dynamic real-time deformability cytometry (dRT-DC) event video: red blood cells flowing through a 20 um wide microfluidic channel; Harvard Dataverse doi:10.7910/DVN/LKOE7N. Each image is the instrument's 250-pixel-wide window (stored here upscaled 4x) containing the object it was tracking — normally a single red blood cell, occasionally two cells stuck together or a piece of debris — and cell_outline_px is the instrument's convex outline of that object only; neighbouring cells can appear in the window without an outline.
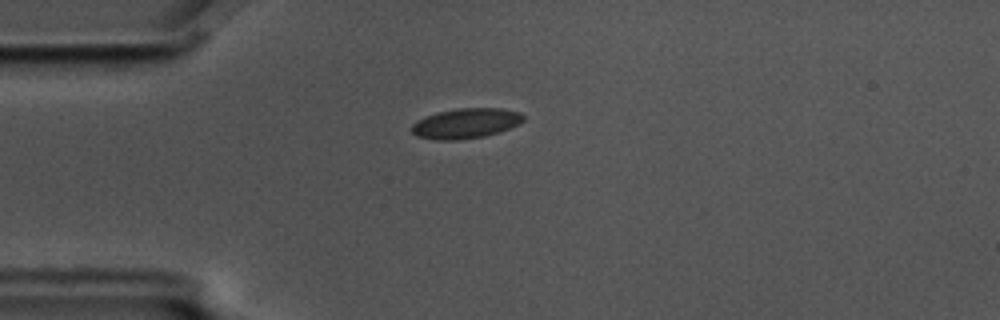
{"species": "common noctule bat (a hibernating species)", "species_latin": "Nyctalus noctula", "temperature_condition": "cold", "stored_images_in_passage": 2, "camera_frame_rate_fps": 3000, "um_per_image_px": 0.085, "animal": {"sex": "male", "body_mass_g": 17.5, "forearm_length_mm": 52.3}, "frame": {"image": 1, "passage_image": 2, "time_ms": 0.333, "image_size_px": [1000, 320], "cell_outline_px": [[524, 120], [520, 124], [500, 132], [484, 136], [456, 140], [436, 140], [416, 136], [412, 132], [412, 124], [416, 120], [424, 116], [436, 112], [456, 108], [500, 108], [520, 112], [524, 116]], "centroid_in_image_um": [39.58, 10.48], "position_along_channel_um": 45.4, "area_um2": 19.83}}